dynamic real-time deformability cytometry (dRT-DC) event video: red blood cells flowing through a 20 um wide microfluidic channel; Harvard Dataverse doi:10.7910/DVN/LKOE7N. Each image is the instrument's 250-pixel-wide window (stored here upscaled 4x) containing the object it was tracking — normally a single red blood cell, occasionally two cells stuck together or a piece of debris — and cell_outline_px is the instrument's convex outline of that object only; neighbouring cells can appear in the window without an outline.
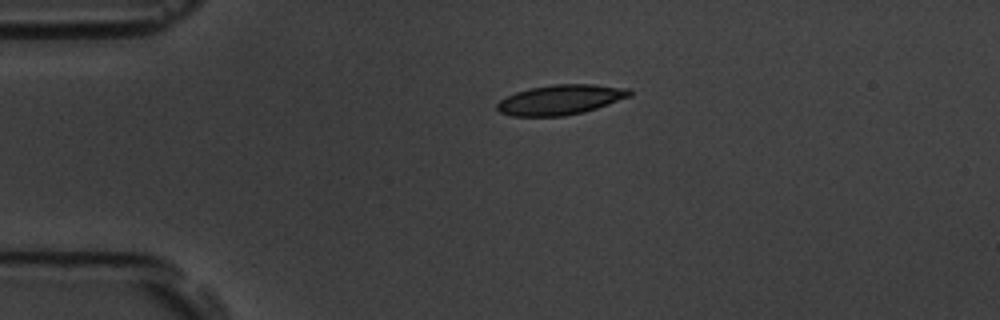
{"species": "common noctule bat (a hibernating species)", "species_latin": "Nyctalus noctula", "temperature_condition": "room temperature", "stored_images_in_passage": 2, "camera_frame_rate_fps": 3000, "um_per_image_px": 0.085, "animal": {"sex": "male", "body_mass_g": 19.5, "forearm_length_mm": 54.6}, "frame": {"image": 1, "passage_image": 1, "time_ms": 0.0, "image_size_px": [1000, 320], "cell_outline_px": [[632, 96], [584, 112], [564, 116], [512, 116], [500, 112], [496, 108], [496, 104], [500, 100], [516, 92], [532, 88], [552, 84], [592, 84], [628, 88], [632, 92]], "centroid_in_image_um": [47.66, 8.48], "position_along_channel_um": 37.3, "area_um2": 23.06}}